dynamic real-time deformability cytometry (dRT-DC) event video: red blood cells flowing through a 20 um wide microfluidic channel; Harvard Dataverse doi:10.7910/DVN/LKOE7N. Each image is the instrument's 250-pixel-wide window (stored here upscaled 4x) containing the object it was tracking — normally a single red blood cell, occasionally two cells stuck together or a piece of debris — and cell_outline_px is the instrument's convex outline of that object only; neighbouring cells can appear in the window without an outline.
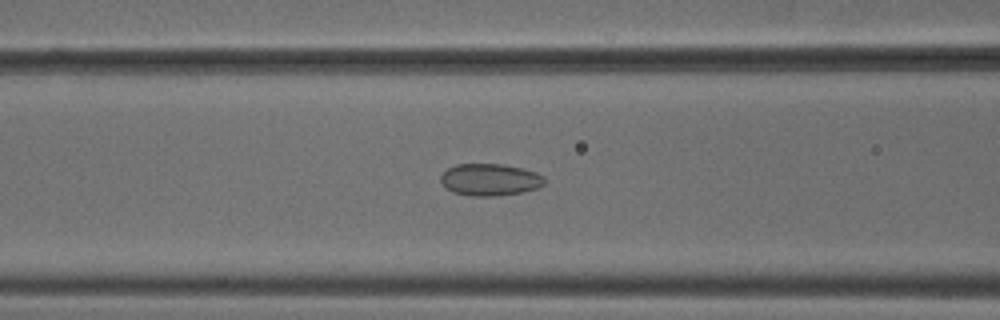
{"species": "common noctule bat (a hibernating species)", "species_latin": "Nyctalus noctula", "temperature_condition": "cold", "stored_images_in_passage": 51, "camera_frame_rate_fps": 3000, "um_per_image_px": 0.085, "animal": {"sex": "male", "body_mass_g": 18.8}, "frame": {"image": 1, "passage_image": 20, "time_ms": 6.333, "image_size_px": [1000, 320], "cell_outline_px": [[544, 184], [540, 188], [520, 192], [496, 196], [468, 196], [452, 192], [444, 188], [440, 180], [440, 176], [448, 168], [456, 164], [504, 164], [524, 168], [536, 172], [544, 176]], "centroid_in_image_um": [41.64, 15.27], "position_along_channel_um": 125.0, "area_um2": 19.65}}
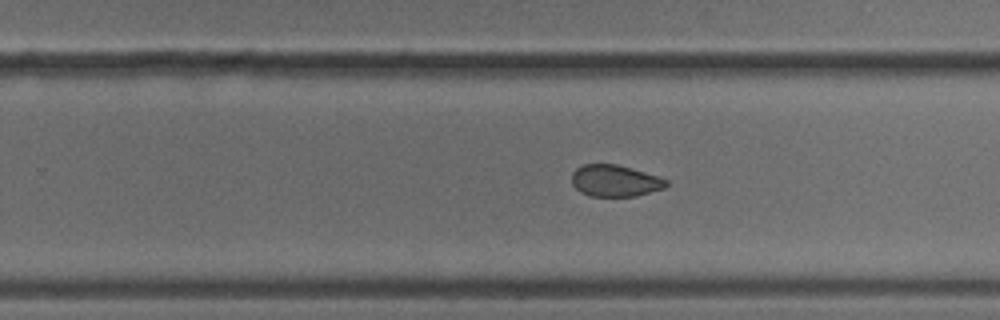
{"frame": {"image": 2, "passage_image": 32, "time_ms": 10.333, "image_size_px": [1000, 320], "cell_outline_px": [[668, 184], [664, 188], [636, 196], [592, 196], [580, 192], [572, 184], [572, 172], [576, 168], [584, 164], [616, 164], [644, 172], [668, 180]], "centroid_in_image_um": [52.25, 15.36], "position_along_channel_um": 277.5, "area_um2": 17.28}}
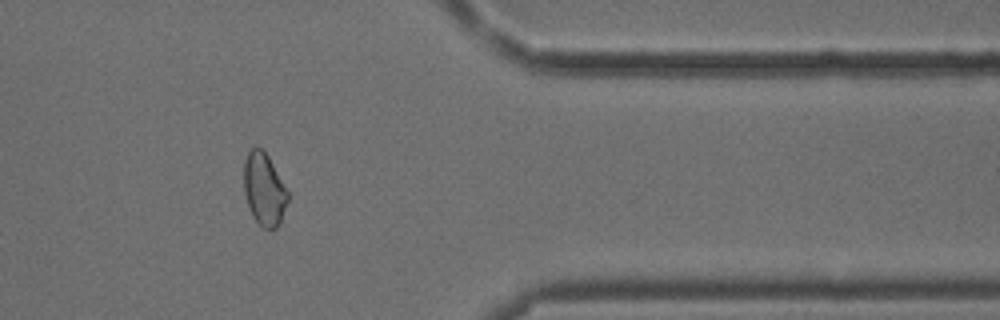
{"frame": {"image": 3, "passage_image": 42, "time_ms": 13.667, "image_size_px": [1000, 320], "cell_outline_px": [[288, 200], [280, 220], [276, 228], [264, 228], [252, 216], [244, 192], [244, 160], [248, 152], [256, 144], [268, 156], [288, 192]], "centroid_in_image_um": [22.43, 16.06], "position_along_channel_um": 389.0, "area_um2": 18.21}, "authors_computed_cell_mechanics": {"area_um2": 19.4786, "velocity_mm_per_s": 3.8158, "shape_relaxation_time_tau1_ms": 5.7114, "shape_relaxation_time_tau2_ms": 2.1467, "deformation_change_tau1": 0.0803, "deformation_change_tau2": 0.0624}}